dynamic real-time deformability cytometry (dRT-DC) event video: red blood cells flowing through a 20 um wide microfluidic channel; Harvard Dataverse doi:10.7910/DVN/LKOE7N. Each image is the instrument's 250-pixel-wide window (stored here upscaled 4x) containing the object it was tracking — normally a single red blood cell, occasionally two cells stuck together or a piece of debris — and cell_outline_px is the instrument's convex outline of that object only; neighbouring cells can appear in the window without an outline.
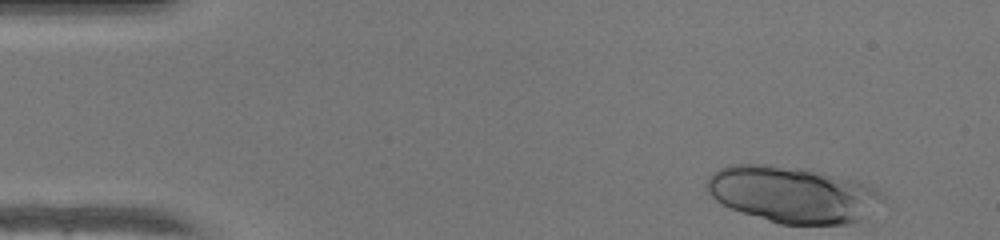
{"species": "human", "species_latin": "Homo sapiens", "temperature_condition": "warm", "stored_images_in_passage": 44, "camera_frame_rate_fps": 3000, "um_per_image_px": 0.085, "donor": {"sex": "female"}, "frame": {"image": 1, "passage_image": 1, "time_ms": 0.0, "image_size_px": [1000, 240], "cell_outline_px": [[884, 200], [860, 220], [848, 224], [780, 224], [732, 208], [716, 200], [712, 196], [708, 188], [708, 176], [720, 168], [732, 164], [768, 164], [800, 168], [860, 184], [872, 188], [880, 192], [884, 196]], "centroid_in_image_um": [67.32, 16.54], "position_along_channel_um": 17.7, "area_um2": 56.12}}
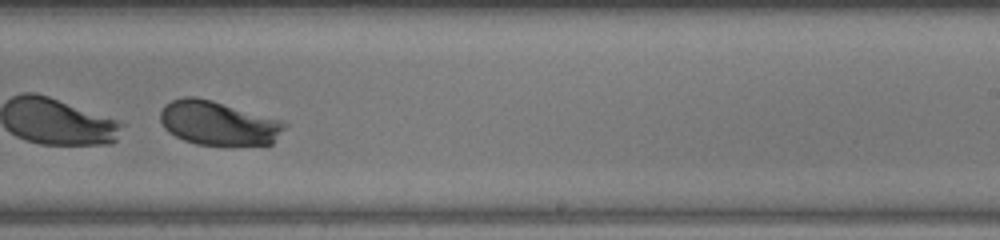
{"frame": {"image": 2, "passage_image": 27, "time_ms": 8.667, "image_size_px": [1000, 240], "cell_outline_px": [[288, 124], [272, 144], [228, 148], [196, 144], [184, 140], [168, 132], [164, 128], [160, 120], [160, 112], [164, 104], [172, 100], [184, 96], [192, 96], [212, 100], [280, 120]], "centroid_in_image_um": [18.55, 10.51], "position_along_channel_um": 270.5, "area_um2": 32.71}}
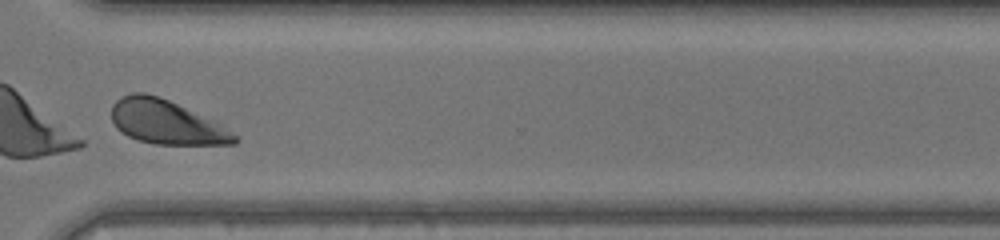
{"frame": {"image": 3, "passage_image": 33, "time_ms": 10.667, "image_size_px": [1000, 240], "cell_outline_px": [[240, 140], [236, 144], [156, 144], [140, 140], [128, 136], [116, 128], [112, 120], [112, 104], [120, 96], [132, 92], [144, 92], [168, 100], [212, 120], [220, 124], [236, 136]], "centroid_in_image_um": [14.09, 10.38], "position_along_channel_um": 356.5, "area_um2": 31.15}}